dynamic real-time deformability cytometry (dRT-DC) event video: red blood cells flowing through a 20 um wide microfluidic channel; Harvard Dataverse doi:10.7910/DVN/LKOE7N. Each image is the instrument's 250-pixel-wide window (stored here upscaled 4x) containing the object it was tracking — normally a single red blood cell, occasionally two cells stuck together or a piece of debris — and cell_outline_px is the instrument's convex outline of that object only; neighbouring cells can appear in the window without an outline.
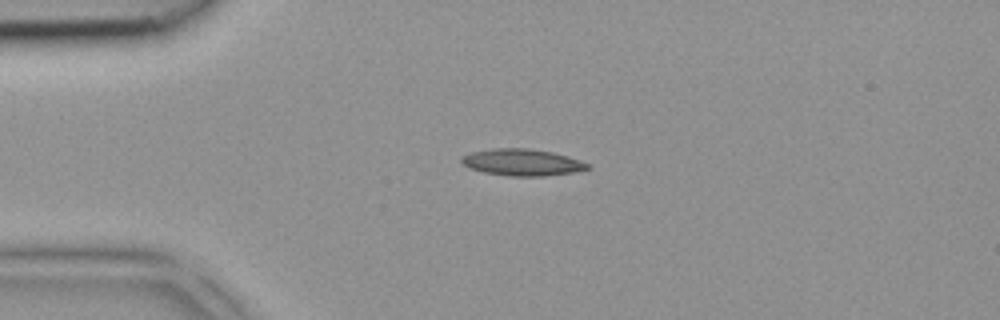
{"species": "common noctule bat (a hibernating species)", "species_latin": "Nyctalus noctula", "temperature_condition": "room temperature", "stored_images_in_passage": 34, "camera_frame_rate_fps": 3000, "um_per_image_px": 0.085, "animal": {"sex": "female", "body_mass_g": 18.4}, "frame": {"image": 1, "passage_image": 1, "time_ms": 0.0, "image_size_px": [1000, 320], "cell_outline_px": [[588, 168], [572, 172], [544, 176], [508, 176], [484, 172], [468, 168], [460, 160], [460, 156], [468, 152], [492, 148], [528, 148], [552, 152], [568, 156], [580, 160], [588, 164]], "centroid_in_image_um": [44.3, 13.78], "position_along_channel_um": 40.7, "area_um2": 19.65}}
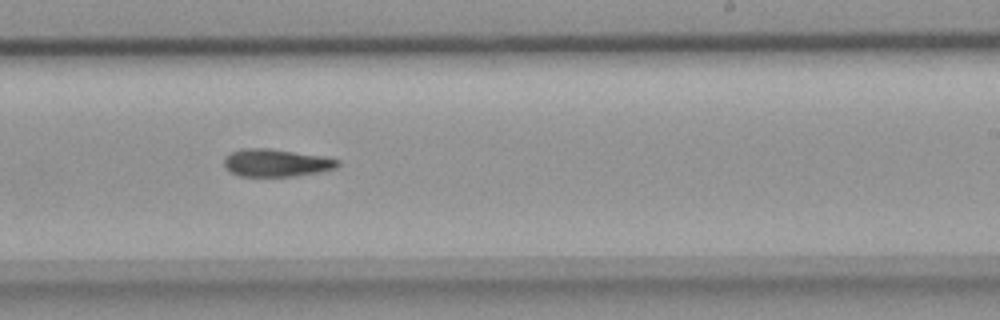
{"frame": {"image": 2, "passage_image": 17, "time_ms": 5.333, "image_size_px": [1000, 320], "cell_outline_px": [[340, 164], [336, 168], [320, 172], [292, 176], [240, 176], [228, 172], [224, 164], [224, 156], [240, 148], [268, 148], [328, 156], [340, 160]], "centroid_in_image_um": [23.49, 13.83], "position_along_channel_um": 265.5, "area_um2": 18.61}}
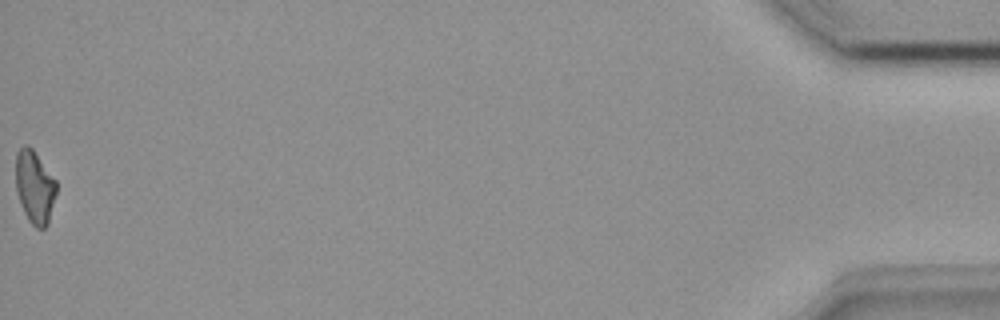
{"frame": {"image": 3, "passage_image": 34, "time_ms": 11.0, "image_size_px": [1000, 320], "cell_outline_px": [[56, 192], [48, 224], [44, 228], [36, 228], [28, 220], [24, 212], [16, 192], [16, 152], [24, 144], [28, 144], [32, 148], [56, 180]], "centroid_in_image_um": [2.94, 15.88], "position_along_channel_um": 432.3, "area_um2": 17.22}}